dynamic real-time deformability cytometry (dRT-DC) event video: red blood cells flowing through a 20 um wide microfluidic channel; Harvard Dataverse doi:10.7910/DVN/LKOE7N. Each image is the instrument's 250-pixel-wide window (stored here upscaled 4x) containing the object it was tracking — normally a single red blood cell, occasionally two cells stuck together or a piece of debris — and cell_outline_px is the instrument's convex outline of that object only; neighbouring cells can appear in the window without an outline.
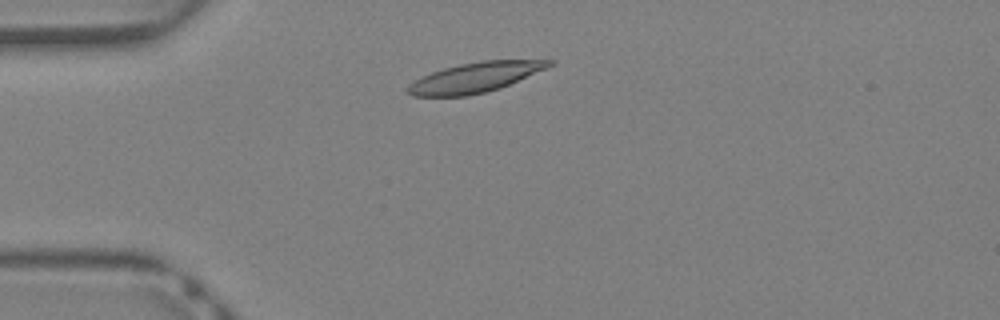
{"species": "Egyptian fruit bat (a non-hibernating species)", "species_latin": "Rousettus aegyptiacus", "temperature_condition": "warm", "stored_images_in_passage": 33, "camera_frame_rate_fps": 3000, "um_per_image_px": 0.085, "animal": {"sex": "female"}, "frame": {"image": 1, "passage_image": 2, "time_ms": 0.333, "image_size_px": [1000, 320], "cell_outline_px": [[556, 60], [552, 64], [544, 68], [500, 88], [468, 96], [412, 96], [404, 88], [408, 84], [432, 72], [444, 68], [460, 64], [480, 60]], "centroid_in_image_um": [40.31, 6.58], "position_along_channel_um": 44.7, "area_um2": 24.22}}
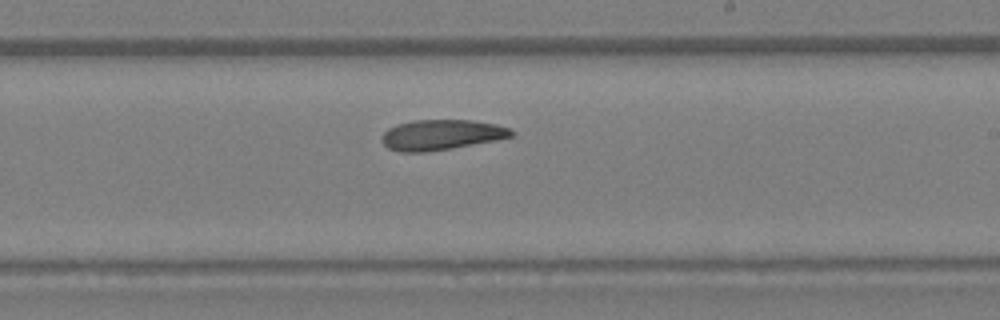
{"frame": {"image": 2, "passage_image": 16, "time_ms": 5.0, "image_size_px": [1000, 320], "cell_outline_px": [[516, 132], [512, 136], [496, 140], [452, 148], [424, 152], [400, 152], [388, 148], [380, 140], [384, 132], [388, 128], [396, 124], [412, 120], [472, 120], [496, 124], [508, 128]], "centroid_in_image_um": [37.49, 11.45], "position_along_channel_um": 251.5, "area_um2": 22.95}}
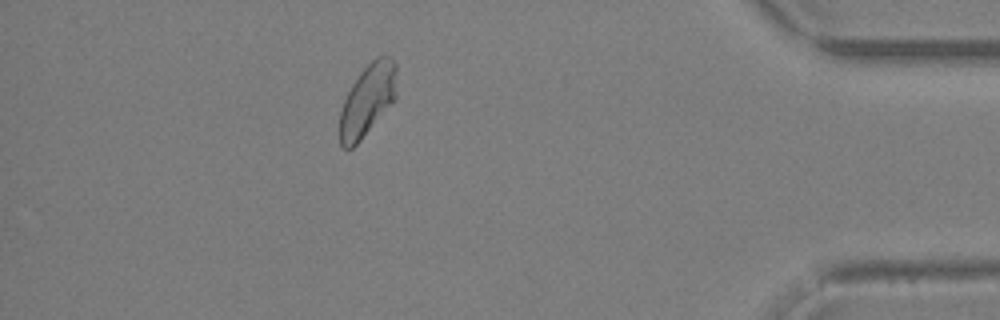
{"frame": {"image": 3, "passage_image": 28, "time_ms": 9.0, "image_size_px": [1000, 320], "cell_outline_px": [[396, 96], [360, 140], [352, 148], [344, 148], [340, 144], [340, 112], [344, 100], [352, 84], [360, 72], [376, 56], [388, 56], [396, 64]], "centroid_in_image_um": [31.22, 8.47], "position_along_channel_um": 404.0, "area_um2": 23.18}, "authors_computed_cell_mechanics": {"area_um2": 23.8136, "velocity_mm_per_s": 4.9467, "shape_relaxation_time_tau1_ms": 4.0093, "shape_relaxation_time_tau2_ms": 3.1043, "deformation_change_tau1": 0.1511, "deformation_change_tau2": 0.0883}}